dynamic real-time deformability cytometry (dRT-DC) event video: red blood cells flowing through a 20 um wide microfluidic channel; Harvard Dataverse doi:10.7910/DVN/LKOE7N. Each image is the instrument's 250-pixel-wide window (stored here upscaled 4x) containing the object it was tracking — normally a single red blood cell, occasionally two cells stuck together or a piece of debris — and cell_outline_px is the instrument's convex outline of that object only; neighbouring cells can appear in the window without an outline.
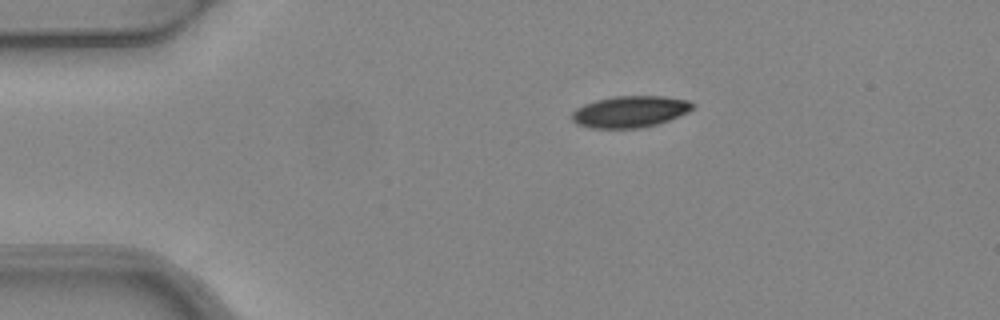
{"species": "common noctule bat (a hibernating species)", "species_latin": "Nyctalus noctula", "temperature_condition": "warm", "stored_images_in_passage": 3, "camera_frame_rate_fps": 3000, "um_per_image_px": 0.085, "animal": {"sex": "female", "body_mass_g": 24.6, "forearm_length_mm": 56.2}, "frame": {"image": 1, "passage_image": 1, "time_ms": 0.0, "image_size_px": [1000, 320], "cell_outline_px": [[692, 108], [688, 112], [668, 120], [656, 124], [640, 128], [592, 128], [576, 124], [572, 120], [572, 112], [576, 108], [584, 104], [596, 100], [616, 96], [664, 96], [688, 100], [692, 104]], "centroid_in_image_um": [53.52, 9.49], "position_along_channel_um": 31.5, "area_um2": 22.02}}
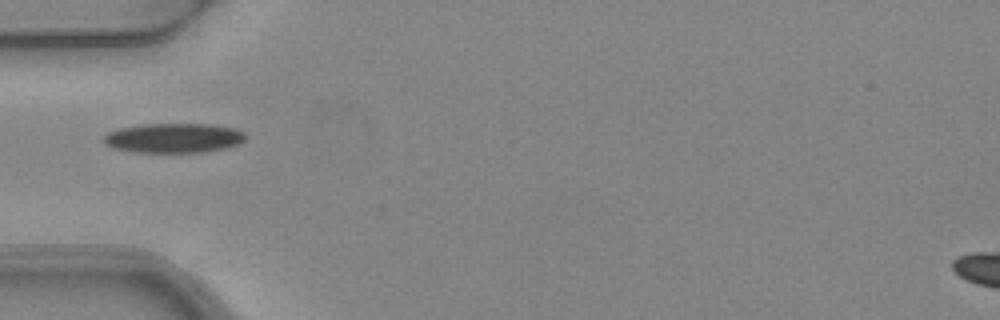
{"frame": {"image": 2, "passage_image": 3, "time_ms": 0.667, "image_size_px": [1000, 320], "cell_outline_px": [[244, 140], [240, 144], [228, 148], [208, 152], [132, 152], [112, 148], [104, 144], [104, 136], [108, 132], [120, 128], [144, 124], [212, 124], [236, 128], [244, 132]], "centroid_in_image_um": [14.79, 11.74], "position_along_channel_um": 70.2, "area_um2": 24.74}}